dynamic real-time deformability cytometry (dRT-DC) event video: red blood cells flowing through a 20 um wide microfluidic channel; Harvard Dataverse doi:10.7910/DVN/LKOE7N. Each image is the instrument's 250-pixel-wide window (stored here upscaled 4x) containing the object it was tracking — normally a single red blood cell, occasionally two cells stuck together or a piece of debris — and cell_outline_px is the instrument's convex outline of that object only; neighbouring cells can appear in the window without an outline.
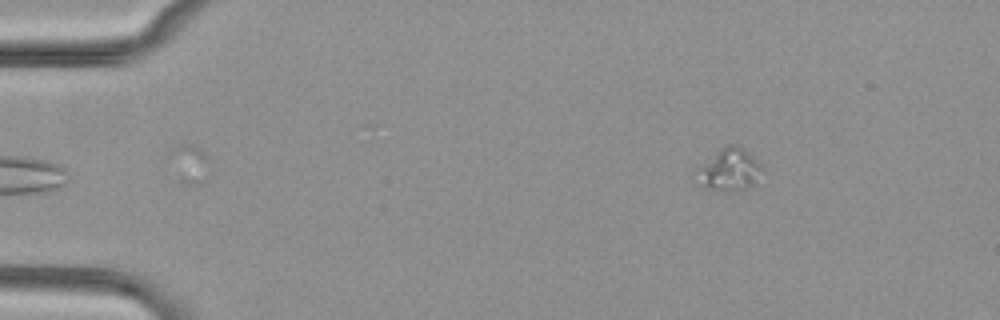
{"species": "common noctule bat (a hibernating species)", "species_latin": "Nyctalus noctula", "temperature_condition": "cold", "stored_images_in_passage": 16, "camera_frame_rate_fps": 3000, "um_per_image_px": 0.085, "animal": {"sex": "female", "body_mass_g": 29.2, "forearm_length_mm": 56.3}, "frame": {"image": 1, "passage_image": 1, "time_ms": 0.0, "image_size_px": [1000, 320], "cell_outline_px": [[764, 168], [756, 184], [736, 192], [724, 192], [704, 188], [700, 168], [720, 148], [728, 144], [736, 144], [744, 148]], "centroid_in_image_um": [62.12, 14.44], "position_along_channel_um": 22.9, "area_um2": 15.72}}
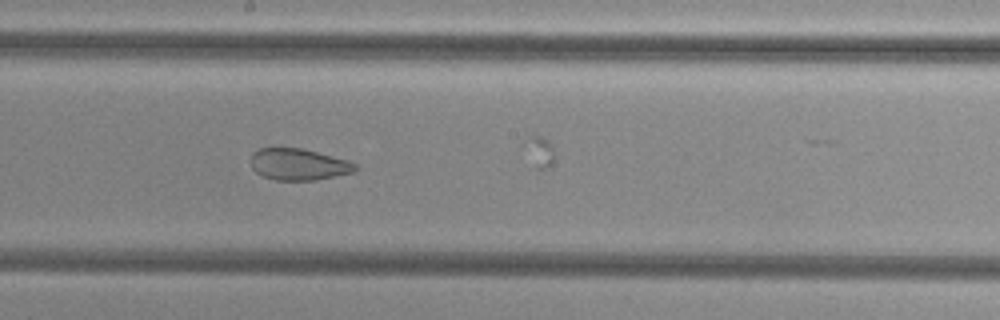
{"frame": {"image": 2, "passage_image": 12, "time_ms": 3.667, "image_size_px": [1000, 320], "cell_outline_px": [[356, 168], [352, 172], [316, 180], [276, 180], [264, 176], [256, 172], [252, 168], [252, 152], [260, 148], [300, 148], [348, 160], [356, 164]], "centroid_in_image_um": [25.36, 13.97], "position_along_channel_um": 222.8, "area_um2": 18.9}}